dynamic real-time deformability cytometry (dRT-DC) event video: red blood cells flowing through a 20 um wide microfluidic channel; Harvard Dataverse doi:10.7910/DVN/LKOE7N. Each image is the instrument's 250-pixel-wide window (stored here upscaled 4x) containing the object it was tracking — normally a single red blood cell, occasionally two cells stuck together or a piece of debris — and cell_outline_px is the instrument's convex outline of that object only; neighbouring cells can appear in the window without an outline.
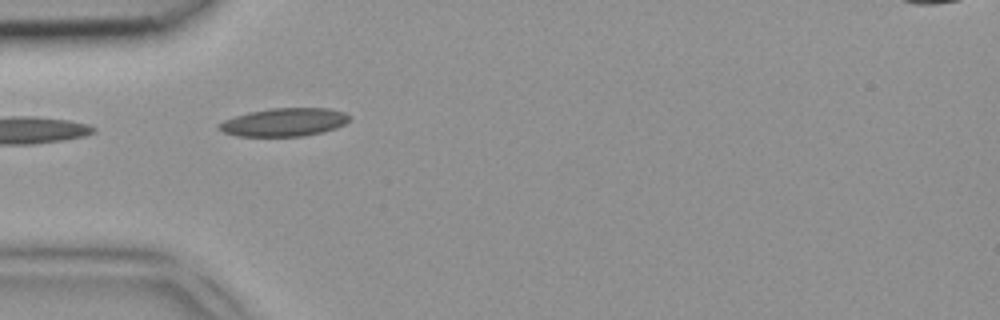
{"species": "common noctule bat (a hibernating species)", "species_latin": "Nyctalus noctula", "temperature_condition": "room temperature", "stored_images_in_passage": 2, "camera_frame_rate_fps": 3000, "um_per_image_px": 0.085, "animal": {"sex": "female", "body_mass_g": 18.4}, "frame": {"image": 1, "passage_image": 1, "time_ms": 0.0, "image_size_px": [1000, 320], "cell_outline_px": [[352, 116], [344, 124], [336, 128], [324, 132], [304, 136], [236, 136], [224, 132], [216, 128], [224, 120], [248, 112], [272, 108], [328, 108], [344, 112]], "centroid_in_image_um": [24.18, 10.39], "position_along_channel_um": 60.8, "area_um2": 21.44}}